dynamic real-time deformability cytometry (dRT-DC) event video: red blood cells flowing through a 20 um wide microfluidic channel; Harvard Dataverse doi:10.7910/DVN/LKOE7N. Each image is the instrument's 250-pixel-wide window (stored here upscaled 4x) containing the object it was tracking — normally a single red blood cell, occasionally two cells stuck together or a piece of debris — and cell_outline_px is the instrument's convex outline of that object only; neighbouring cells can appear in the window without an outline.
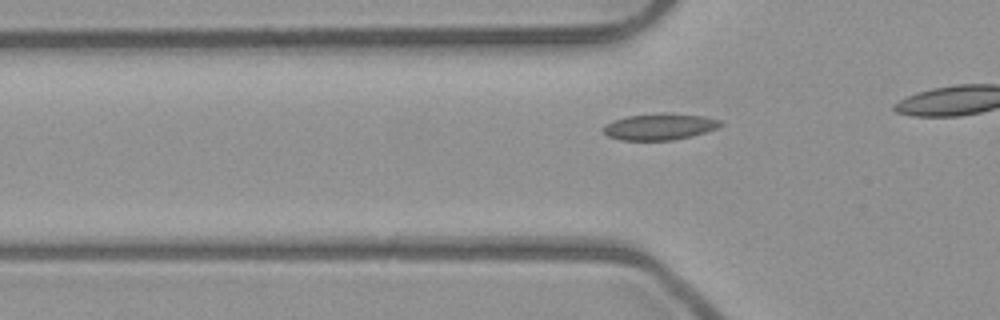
{"species": "common noctule bat (a hibernating species)", "species_latin": "Nyctalus noctula", "temperature_condition": "room temperature", "stored_images_in_passage": 11, "camera_frame_rate_fps": 3000, "um_per_image_px": 0.085, "animal": {"sex": "male", "body_mass_g": 23.1, "forearm_length_mm": 52.7}, "frame": {"image": 1, "passage_image": 5, "time_ms": 1.333, "image_size_px": [1000, 320], "cell_outline_px": [[724, 124], [716, 128], [692, 136], [672, 140], [620, 140], [608, 136], [604, 132], [604, 124], [612, 120], [628, 116], [660, 112], [672, 112], [704, 116], [720, 120]], "centroid_in_image_um": [56.07, 10.75], "position_along_channel_um": 69.7, "area_um2": 18.26}}
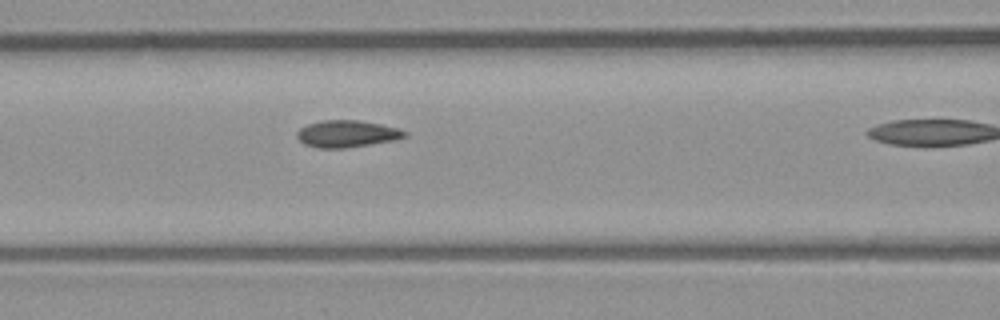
{"frame": {"image": 2, "passage_image": 10, "time_ms": 3.0, "image_size_px": [1000, 320], "cell_outline_px": [[408, 136], [396, 140], [344, 148], [316, 148], [304, 144], [296, 136], [296, 132], [300, 128], [308, 124], [320, 120], [360, 120], [400, 128], [408, 132]], "centroid_in_image_um": [29.51, 11.37], "position_along_channel_um": 137.1, "area_um2": 17.11}}